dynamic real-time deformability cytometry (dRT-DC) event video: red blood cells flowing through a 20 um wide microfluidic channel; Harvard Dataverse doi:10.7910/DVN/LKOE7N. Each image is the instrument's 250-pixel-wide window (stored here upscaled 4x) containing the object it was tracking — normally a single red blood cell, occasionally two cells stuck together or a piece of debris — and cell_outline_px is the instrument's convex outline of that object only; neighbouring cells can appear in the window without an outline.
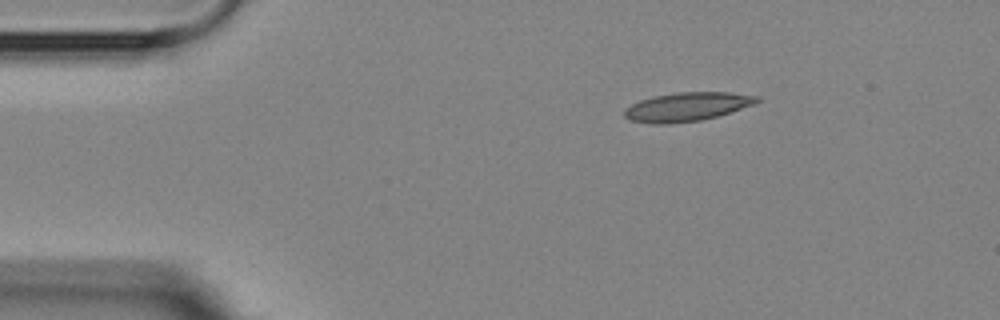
{"species": "Egyptian fruit bat (a non-hibernating species)", "species_latin": "Rousettus aegyptiacus", "temperature_condition": "room temperature", "stored_images_in_passage": 3, "camera_frame_rate_fps": 3000, "um_per_image_px": 0.085, "animal": {"sex": "female"}, "frame": {"image": 1, "passage_image": 1, "time_ms": 0.0, "image_size_px": [1000, 320], "cell_outline_px": [[760, 100], [756, 104], [716, 116], [700, 120], [668, 124], [652, 124], [628, 120], [624, 116], [624, 108], [640, 100], [652, 96], [676, 92], [728, 92], [760, 96]], "centroid_in_image_um": [58.37, 9.07], "position_along_channel_um": 26.6, "area_um2": 22.37}}
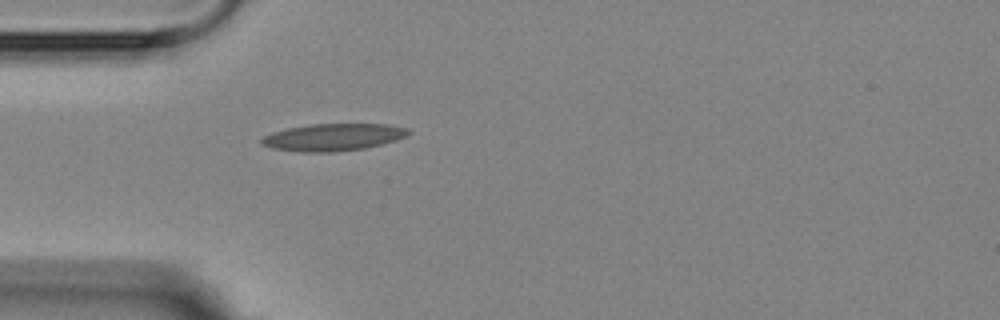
{"frame": {"image": 2, "passage_image": 3, "time_ms": 2.333, "image_size_px": [1000, 320], "cell_outline_px": [[412, 132], [396, 140], [364, 148], [332, 152], [304, 152], [272, 148], [260, 144], [260, 140], [264, 136], [272, 132], [288, 128], [312, 124], [388, 124], [408, 128]], "centroid_in_image_um": [28.31, 11.65], "position_along_channel_um": 56.7, "area_um2": 23.12}}